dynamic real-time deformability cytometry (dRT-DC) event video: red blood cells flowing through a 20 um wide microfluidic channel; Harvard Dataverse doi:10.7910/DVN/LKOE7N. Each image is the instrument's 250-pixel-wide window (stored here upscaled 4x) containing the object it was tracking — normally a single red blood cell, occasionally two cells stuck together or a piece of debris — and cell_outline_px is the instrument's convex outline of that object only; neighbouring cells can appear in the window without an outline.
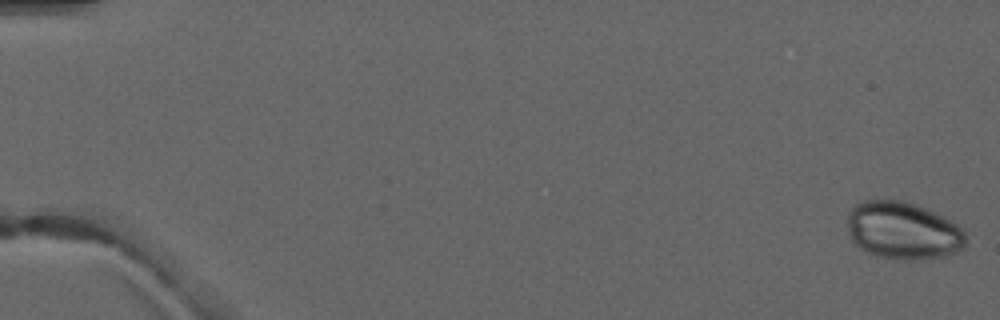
{"species": "common noctule bat (a hibernating species)", "species_latin": "Nyctalus noctula", "temperature_condition": "warm", "stored_images_in_passage": 5, "camera_frame_rate_fps": 3000, "um_per_image_px": 0.085, "animal": {"sex": "male", "forearm_length_mm": 52.5}, "frame": {"image": 1, "passage_image": 1, "time_ms": 0.0, "image_size_px": [1000, 320], "cell_outline_px": [[964, 248], [956, 252], [944, 256], [920, 260], [896, 260], [876, 256], [860, 248], [852, 240], [848, 232], [848, 212], [856, 204], [864, 200], [904, 200], [916, 204], [944, 216], [964, 228]], "centroid_in_image_um": [76.76, 19.61], "position_along_channel_um": 8.2, "area_um2": 40.06}}